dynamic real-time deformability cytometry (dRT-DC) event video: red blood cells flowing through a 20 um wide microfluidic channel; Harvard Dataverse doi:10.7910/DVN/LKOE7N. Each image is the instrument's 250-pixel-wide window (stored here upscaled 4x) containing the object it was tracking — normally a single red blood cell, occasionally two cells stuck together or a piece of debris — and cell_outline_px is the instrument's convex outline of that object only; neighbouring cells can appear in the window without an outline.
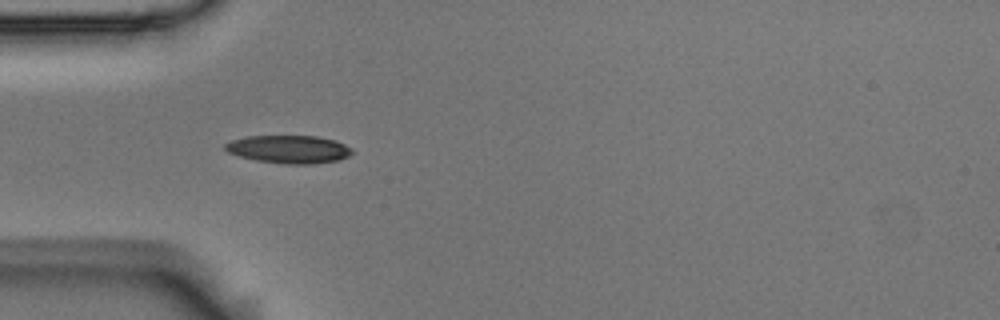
{"species": "Egyptian fruit bat (a non-hibernating species)", "species_latin": "Rousettus aegyptiacus", "temperature_condition": "room temperature", "stored_images_in_passage": 4, "camera_frame_rate_fps": 3000, "um_per_image_px": 0.085, "animal": {"sex": "male"}, "frame": {"image": 1, "passage_image": 4, "time_ms": 1.0, "image_size_px": [1000, 320], "cell_outline_px": [[352, 152], [348, 156], [340, 160], [312, 164], [284, 164], [256, 160], [240, 156], [228, 152], [224, 148], [224, 144], [232, 140], [248, 136], [316, 136], [332, 140], [344, 144], [352, 148]], "centroid_in_image_um": [24.55, 12.69], "position_along_channel_um": 60.4, "area_um2": 20.58}}